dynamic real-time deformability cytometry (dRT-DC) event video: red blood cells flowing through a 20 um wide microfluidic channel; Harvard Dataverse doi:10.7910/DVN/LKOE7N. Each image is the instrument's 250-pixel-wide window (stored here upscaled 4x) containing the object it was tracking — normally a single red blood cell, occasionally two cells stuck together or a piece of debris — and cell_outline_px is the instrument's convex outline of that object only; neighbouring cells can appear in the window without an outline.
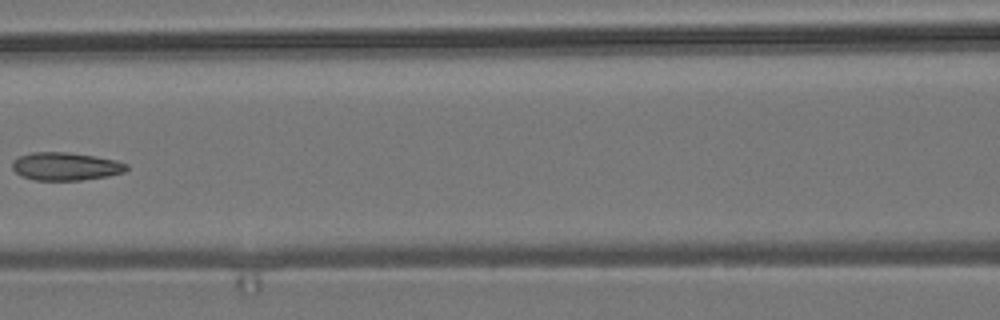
{"species": "common noctule bat (a hibernating species)", "species_latin": "Nyctalus noctula", "temperature_condition": "room temperature", "stored_images_in_passage": 9, "camera_frame_rate_fps": 3000, "um_per_image_px": 0.085, "animal": {"sex": "male", "body_mass_g": 19.2, "forearm_length_mm": 51.8}, "frame": {"image": 1, "passage_image": 8, "time_ms": 8.0, "image_size_px": [1000, 320], "cell_outline_px": [[128, 168], [124, 172], [108, 176], [80, 180], [36, 180], [20, 176], [12, 168], [12, 160], [20, 156], [32, 152], [68, 152], [116, 160], [128, 164]], "centroid_in_image_um": [5.56, 14.14], "position_along_channel_um": 161.0, "area_um2": 18.61}}
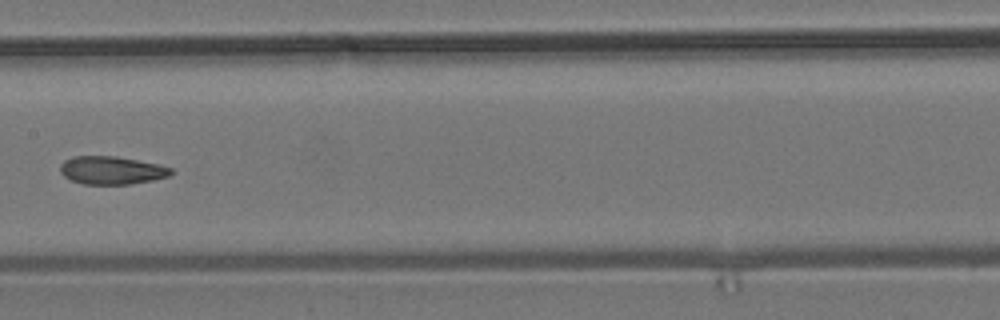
{"frame": {"image": 2, "passage_image": 9, "time_ms": 9.0, "image_size_px": [1000, 320], "cell_outline_px": [[172, 172], [168, 176], [152, 180], [128, 184], [84, 184], [72, 180], [64, 176], [60, 172], [60, 164], [64, 160], [72, 156], [116, 156], [160, 164], [172, 168]], "centroid_in_image_um": [9.47, 14.46], "position_along_channel_um": 197.9, "area_um2": 18.09}}